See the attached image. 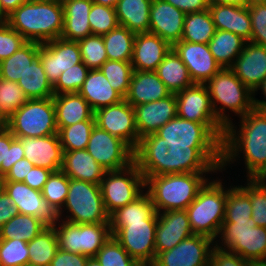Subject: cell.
<instances>
[{"label": "cell", "instance_id": "60", "mask_svg": "<svg viewBox=\"0 0 266 266\" xmlns=\"http://www.w3.org/2000/svg\"><path fill=\"white\" fill-rule=\"evenodd\" d=\"M51 173L52 171L49 169L34 166L28 176L25 177L24 183L32 189L42 191Z\"/></svg>", "mask_w": 266, "mask_h": 266}, {"label": "cell", "instance_id": "40", "mask_svg": "<svg viewBox=\"0 0 266 266\" xmlns=\"http://www.w3.org/2000/svg\"><path fill=\"white\" fill-rule=\"evenodd\" d=\"M216 31L209 10L186 14L181 41L208 44Z\"/></svg>", "mask_w": 266, "mask_h": 266}, {"label": "cell", "instance_id": "12", "mask_svg": "<svg viewBox=\"0 0 266 266\" xmlns=\"http://www.w3.org/2000/svg\"><path fill=\"white\" fill-rule=\"evenodd\" d=\"M86 150L106 171L121 170L134 163V150L97 125L92 129Z\"/></svg>", "mask_w": 266, "mask_h": 266}, {"label": "cell", "instance_id": "63", "mask_svg": "<svg viewBox=\"0 0 266 266\" xmlns=\"http://www.w3.org/2000/svg\"><path fill=\"white\" fill-rule=\"evenodd\" d=\"M261 91L264 95V100H259L255 98V94L257 95L258 91ZM253 107L259 111H266V79L261 83V85L256 89L253 93Z\"/></svg>", "mask_w": 266, "mask_h": 266}, {"label": "cell", "instance_id": "7", "mask_svg": "<svg viewBox=\"0 0 266 266\" xmlns=\"http://www.w3.org/2000/svg\"><path fill=\"white\" fill-rule=\"evenodd\" d=\"M59 217L75 224L109 223L100 184L69 178V191Z\"/></svg>", "mask_w": 266, "mask_h": 266}, {"label": "cell", "instance_id": "36", "mask_svg": "<svg viewBox=\"0 0 266 266\" xmlns=\"http://www.w3.org/2000/svg\"><path fill=\"white\" fill-rule=\"evenodd\" d=\"M246 41L237 34L217 30L208 45L214 59L222 68H230L243 50Z\"/></svg>", "mask_w": 266, "mask_h": 266}, {"label": "cell", "instance_id": "34", "mask_svg": "<svg viewBox=\"0 0 266 266\" xmlns=\"http://www.w3.org/2000/svg\"><path fill=\"white\" fill-rule=\"evenodd\" d=\"M152 0H118L115 5L119 26L135 34L149 32Z\"/></svg>", "mask_w": 266, "mask_h": 266}, {"label": "cell", "instance_id": "39", "mask_svg": "<svg viewBox=\"0 0 266 266\" xmlns=\"http://www.w3.org/2000/svg\"><path fill=\"white\" fill-rule=\"evenodd\" d=\"M48 226L34 216L18 213L0 229V239L30 242Z\"/></svg>", "mask_w": 266, "mask_h": 266}, {"label": "cell", "instance_id": "61", "mask_svg": "<svg viewBox=\"0 0 266 266\" xmlns=\"http://www.w3.org/2000/svg\"><path fill=\"white\" fill-rule=\"evenodd\" d=\"M185 14L209 10L208 0H165Z\"/></svg>", "mask_w": 266, "mask_h": 266}, {"label": "cell", "instance_id": "51", "mask_svg": "<svg viewBox=\"0 0 266 266\" xmlns=\"http://www.w3.org/2000/svg\"><path fill=\"white\" fill-rule=\"evenodd\" d=\"M93 35H104L119 26L115 8L93 3L88 17Z\"/></svg>", "mask_w": 266, "mask_h": 266}, {"label": "cell", "instance_id": "32", "mask_svg": "<svg viewBox=\"0 0 266 266\" xmlns=\"http://www.w3.org/2000/svg\"><path fill=\"white\" fill-rule=\"evenodd\" d=\"M61 170L70 179L100 184L106 170L98 164L86 149L64 151Z\"/></svg>", "mask_w": 266, "mask_h": 266}, {"label": "cell", "instance_id": "64", "mask_svg": "<svg viewBox=\"0 0 266 266\" xmlns=\"http://www.w3.org/2000/svg\"><path fill=\"white\" fill-rule=\"evenodd\" d=\"M27 1L28 0H0V6L7 13V15H9Z\"/></svg>", "mask_w": 266, "mask_h": 266}, {"label": "cell", "instance_id": "18", "mask_svg": "<svg viewBox=\"0 0 266 266\" xmlns=\"http://www.w3.org/2000/svg\"><path fill=\"white\" fill-rule=\"evenodd\" d=\"M39 57L52 86L56 84L62 72L82 63L78 42L62 38L39 44Z\"/></svg>", "mask_w": 266, "mask_h": 266}, {"label": "cell", "instance_id": "24", "mask_svg": "<svg viewBox=\"0 0 266 266\" xmlns=\"http://www.w3.org/2000/svg\"><path fill=\"white\" fill-rule=\"evenodd\" d=\"M230 69L254 93L266 79V47L246 42Z\"/></svg>", "mask_w": 266, "mask_h": 266}, {"label": "cell", "instance_id": "41", "mask_svg": "<svg viewBox=\"0 0 266 266\" xmlns=\"http://www.w3.org/2000/svg\"><path fill=\"white\" fill-rule=\"evenodd\" d=\"M135 36L123 26L102 35L108 60L131 62Z\"/></svg>", "mask_w": 266, "mask_h": 266}, {"label": "cell", "instance_id": "9", "mask_svg": "<svg viewBox=\"0 0 266 266\" xmlns=\"http://www.w3.org/2000/svg\"><path fill=\"white\" fill-rule=\"evenodd\" d=\"M6 128L15 137L58 134L53 97L29 99L6 120Z\"/></svg>", "mask_w": 266, "mask_h": 266}, {"label": "cell", "instance_id": "35", "mask_svg": "<svg viewBox=\"0 0 266 266\" xmlns=\"http://www.w3.org/2000/svg\"><path fill=\"white\" fill-rule=\"evenodd\" d=\"M155 72L167 89L173 94L194 84L188 68L173 48L165 55Z\"/></svg>", "mask_w": 266, "mask_h": 266}, {"label": "cell", "instance_id": "6", "mask_svg": "<svg viewBox=\"0 0 266 266\" xmlns=\"http://www.w3.org/2000/svg\"><path fill=\"white\" fill-rule=\"evenodd\" d=\"M224 184L221 178L209 179L185 209L194 234L210 237L214 241L217 239L227 200V186Z\"/></svg>", "mask_w": 266, "mask_h": 266}, {"label": "cell", "instance_id": "70", "mask_svg": "<svg viewBox=\"0 0 266 266\" xmlns=\"http://www.w3.org/2000/svg\"><path fill=\"white\" fill-rule=\"evenodd\" d=\"M85 266H101L95 257H88Z\"/></svg>", "mask_w": 266, "mask_h": 266}, {"label": "cell", "instance_id": "2", "mask_svg": "<svg viewBox=\"0 0 266 266\" xmlns=\"http://www.w3.org/2000/svg\"><path fill=\"white\" fill-rule=\"evenodd\" d=\"M239 121V128L233 123L225 128L220 172L243 158L246 178L254 179L266 167V111L253 108Z\"/></svg>", "mask_w": 266, "mask_h": 266}, {"label": "cell", "instance_id": "56", "mask_svg": "<svg viewBox=\"0 0 266 266\" xmlns=\"http://www.w3.org/2000/svg\"><path fill=\"white\" fill-rule=\"evenodd\" d=\"M27 41L9 25L0 29V62L13 55Z\"/></svg>", "mask_w": 266, "mask_h": 266}, {"label": "cell", "instance_id": "48", "mask_svg": "<svg viewBox=\"0 0 266 266\" xmlns=\"http://www.w3.org/2000/svg\"><path fill=\"white\" fill-rule=\"evenodd\" d=\"M24 158L21 142L5 128L0 132V176H5L13 164Z\"/></svg>", "mask_w": 266, "mask_h": 266}, {"label": "cell", "instance_id": "73", "mask_svg": "<svg viewBox=\"0 0 266 266\" xmlns=\"http://www.w3.org/2000/svg\"><path fill=\"white\" fill-rule=\"evenodd\" d=\"M250 3L260 2V3H266V0H249Z\"/></svg>", "mask_w": 266, "mask_h": 266}, {"label": "cell", "instance_id": "50", "mask_svg": "<svg viewBox=\"0 0 266 266\" xmlns=\"http://www.w3.org/2000/svg\"><path fill=\"white\" fill-rule=\"evenodd\" d=\"M69 191V178L62 170L50 174L42 189V196L54 208L60 211L67 198Z\"/></svg>", "mask_w": 266, "mask_h": 266}, {"label": "cell", "instance_id": "46", "mask_svg": "<svg viewBox=\"0 0 266 266\" xmlns=\"http://www.w3.org/2000/svg\"><path fill=\"white\" fill-rule=\"evenodd\" d=\"M94 257L101 266H142L127 253L114 236L109 237Z\"/></svg>", "mask_w": 266, "mask_h": 266}, {"label": "cell", "instance_id": "13", "mask_svg": "<svg viewBox=\"0 0 266 266\" xmlns=\"http://www.w3.org/2000/svg\"><path fill=\"white\" fill-rule=\"evenodd\" d=\"M158 220L126 223L113 236L127 253L142 266H150L156 257L155 234Z\"/></svg>", "mask_w": 266, "mask_h": 266}, {"label": "cell", "instance_id": "62", "mask_svg": "<svg viewBox=\"0 0 266 266\" xmlns=\"http://www.w3.org/2000/svg\"><path fill=\"white\" fill-rule=\"evenodd\" d=\"M17 207L13 204L7 193L3 190L0 194V229L12 217L18 214Z\"/></svg>", "mask_w": 266, "mask_h": 266}, {"label": "cell", "instance_id": "19", "mask_svg": "<svg viewBox=\"0 0 266 266\" xmlns=\"http://www.w3.org/2000/svg\"><path fill=\"white\" fill-rule=\"evenodd\" d=\"M172 48L188 68L193 83L206 84L222 69L208 44L179 41Z\"/></svg>", "mask_w": 266, "mask_h": 266}, {"label": "cell", "instance_id": "11", "mask_svg": "<svg viewBox=\"0 0 266 266\" xmlns=\"http://www.w3.org/2000/svg\"><path fill=\"white\" fill-rule=\"evenodd\" d=\"M100 189L106 212L110 215L145 192V178L137 165L132 163L121 170L106 171Z\"/></svg>", "mask_w": 266, "mask_h": 266}, {"label": "cell", "instance_id": "59", "mask_svg": "<svg viewBox=\"0 0 266 266\" xmlns=\"http://www.w3.org/2000/svg\"><path fill=\"white\" fill-rule=\"evenodd\" d=\"M33 167L34 165L31 161L22 158L13 164L8 173L3 177L4 181L24 182L25 177L28 176Z\"/></svg>", "mask_w": 266, "mask_h": 266}, {"label": "cell", "instance_id": "45", "mask_svg": "<svg viewBox=\"0 0 266 266\" xmlns=\"http://www.w3.org/2000/svg\"><path fill=\"white\" fill-rule=\"evenodd\" d=\"M110 85L123 98L128 93L130 79L133 73L131 62L107 60L100 68Z\"/></svg>", "mask_w": 266, "mask_h": 266}, {"label": "cell", "instance_id": "53", "mask_svg": "<svg viewBox=\"0 0 266 266\" xmlns=\"http://www.w3.org/2000/svg\"><path fill=\"white\" fill-rule=\"evenodd\" d=\"M89 69L82 63H78L61 73L53 86L54 95L64 93H78L82 87Z\"/></svg>", "mask_w": 266, "mask_h": 266}, {"label": "cell", "instance_id": "1", "mask_svg": "<svg viewBox=\"0 0 266 266\" xmlns=\"http://www.w3.org/2000/svg\"><path fill=\"white\" fill-rule=\"evenodd\" d=\"M134 163L144 177L194 172L217 174L222 163V143L165 142L152 133L140 138L134 150Z\"/></svg>", "mask_w": 266, "mask_h": 266}, {"label": "cell", "instance_id": "23", "mask_svg": "<svg viewBox=\"0 0 266 266\" xmlns=\"http://www.w3.org/2000/svg\"><path fill=\"white\" fill-rule=\"evenodd\" d=\"M158 222L155 234L156 255L172 249L194 233L186 210H173L157 213Z\"/></svg>", "mask_w": 266, "mask_h": 266}, {"label": "cell", "instance_id": "17", "mask_svg": "<svg viewBox=\"0 0 266 266\" xmlns=\"http://www.w3.org/2000/svg\"><path fill=\"white\" fill-rule=\"evenodd\" d=\"M4 191L20 214L34 216L47 226H54L60 220L59 211L44 199L42 192L24 182L4 181Z\"/></svg>", "mask_w": 266, "mask_h": 266}, {"label": "cell", "instance_id": "16", "mask_svg": "<svg viewBox=\"0 0 266 266\" xmlns=\"http://www.w3.org/2000/svg\"><path fill=\"white\" fill-rule=\"evenodd\" d=\"M224 132L222 124H202L176 116L155 133L165 142L222 143Z\"/></svg>", "mask_w": 266, "mask_h": 266}, {"label": "cell", "instance_id": "31", "mask_svg": "<svg viewBox=\"0 0 266 266\" xmlns=\"http://www.w3.org/2000/svg\"><path fill=\"white\" fill-rule=\"evenodd\" d=\"M78 93L88 102L94 112L124 99L110 85L100 69L89 70Z\"/></svg>", "mask_w": 266, "mask_h": 266}, {"label": "cell", "instance_id": "68", "mask_svg": "<svg viewBox=\"0 0 266 266\" xmlns=\"http://www.w3.org/2000/svg\"><path fill=\"white\" fill-rule=\"evenodd\" d=\"M8 25V15L0 6V29Z\"/></svg>", "mask_w": 266, "mask_h": 266}, {"label": "cell", "instance_id": "42", "mask_svg": "<svg viewBox=\"0 0 266 266\" xmlns=\"http://www.w3.org/2000/svg\"><path fill=\"white\" fill-rule=\"evenodd\" d=\"M28 263L37 266H49L58 250V241L53 226H48L39 235L28 242Z\"/></svg>", "mask_w": 266, "mask_h": 266}, {"label": "cell", "instance_id": "4", "mask_svg": "<svg viewBox=\"0 0 266 266\" xmlns=\"http://www.w3.org/2000/svg\"><path fill=\"white\" fill-rule=\"evenodd\" d=\"M212 172L175 173L145 178V191L150 195L157 213L185 210L210 179ZM207 177H206V176Z\"/></svg>", "mask_w": 266, "mask_h": 266}, {"label": "cell", "instance_id": "5", "mask_svg": "<svg viewBox=\"0 0 266 266\" xmlns=\"http://www.w3.org/2000/svg\"><path fill=\"white\" fill-rule=\"evenodd\" d=\"M205 85L209 91L215 116L225 128L234 123L229 111L241 118L254 108L253 92L230 68H222Z\"/></svg>", "mask_w": 266, "mask_h": 266}, {"label": "cell", "instance_id": "52", "mask_svg": "<svg viewBox=\"0 0 266 266\" xmlns=\"http://www.w3.org/2000/svg\"><path fill=\"white\" fill-rule=\"evenodd\" d=\"M28 260V242L0 239V266H25Z\"/></svg>", "mask_w": 266, "mask_h": 266}, {"label": "cell", "instance_id": "38", "mask_svg": "<svg viewBox=\"0 0 266 266\" xmlns=\"http://www.w3.org/2000/svg\"><path fill=\"white\" fill-rule=\"evenodd\" d=\"M17 83L28 99H45L54 96L53 86L48 81L39 56Z\"/></svg>", "mask_w": 266, "mask_h": 266}, {"label": "cell", "instance_id": "29", "mask_svg": "<svg viewBox=\"0 0 266 266\" xmlns=\"http://www.w3.org/2000/svg\"><path fill=\"white\" fill-rule=\"evenodd\" d=\"M63 31L60 38L78 42L92 35L88 20L93 2L91 0H62Z\"/></svg>", "mask_w": 266, "mask_h": 266}, {"label": "cell", "instance_id": "47", "mask_svg": "<svg viewBox=\"0 0 266 266\" xmlns=\"http://www.w3.org/2000/svg\"><path fill=\"white\" fill-rule=\"evenodd\" d=\"M82 62L89 70L100 69L108 60L102 35H90L78 41Z\"/></svg>", "mask_w": 266, "mask_h": 266}, {"label": "cell", "instance_id": "25", "mask_svg": "<svg viewBox=\"0 0 266 266\" xmlns=\"http://www.w3.org/2000/svg\"><path fill=\"white\" fill-rule=\"evenodd\" d=\"M175 94L157 101L134 106L135 125L139 138L155 133L159 128L177 116Z\"/></svg>", "mask_w": 266, "mask_h": 266}, {"label": "cell", "instance_id": "3", "mask_svg": "<svg viewBox=\"0 0 266 266\" xmlns=\"http://www.w3.org/2000/svg\"><path fill=\"white\" fill-rule=\"evenodd\" d=\"M63 6L56 0H28L8 15V25L26 41L39 44L60 38Z\"/></svg>", "mask_w": 266, "mask_h": 266}, {"label": "cell", "instance_id": "10", "mask_svg": "<svg viewBox=\"0 0 266 266\" xmlns=\"http://www.w3.org/2000/svg\"><path fill=\"white\" fill-rule=\"evenodd\" d=\"M58 248L94 257L111 236L109 223L75 224L60 219L54 226Z\"/></svg>", "mask_w": 266, "mask_h": 266}, {"label": "cell", "instance_id": "43", "mask_svg": "<svg viewBox=\"0 0 266 266\" xmlns=\"http://www.w3.org/2000/svg\"><path fill=\"white\" fill-rule=\"evenodd\" d=\"M251 216L250 192L243 185L228 186L223 222L248 221Z\"/></svg>", "mask_w": 266, "mask_h": 266}, {"label": "cell", "instance_id": "44", "mask_svg": "<svg viewBox=\"0 0 266 266\" xmlns=\"http://www.w3.org/2000/svg\"><path fill=\"white\" fill-rule=\"evenodd\" d=\"M95 125L96 121H82L67 127H62L58 131V135L63 151L86 149Z\"/></svg>", "mask_w": 266, "mask_h": 266}, {"label": "cell", "instance_id": "57", "mask_svg": "<svg viewBox=\"0 0 266 266\" xmlns=\"http://www.w3.org/2000/svg\"><path fill=\"white\" fill-rule=\"evenodd\" d=\"M245 259L228 250L213 247L209 266H244Z\"/></svg>", "mask_w": 266, "mask_h": 266}, {"label": "cell", "instance_id": "54", "mask_svg": "<svg viewBox=\"0 0 266 266\" xmlns=\"http://www.w3.org/2000/svg\"><path fill=\"white\" fill-rule=\"evenodd\" d=\"M244 186L250 192L252 219L257 226L266 228V183L255 179H246Z\"/></svg>", "mask_w": 266, "mask_h": 266}, {"label": "cell", "instance_id": "71", "mask_svg": "<svg viewBox=\"0 0 266 266\" xmlns=\"http://www.w3.org/2000/svg\"><path fill=\"white\" fill-rule=\"evenodd\" d=\"M6 128V119L0 114V132Z\"/></svg>", "mask_w": 266, "mask_h": 266}, {"label": "cell", "instance_id": "26", "mask_svg": "<svg viewBox=\"0 0 266 266\" xmlns=\"http://www.w3.org/2000/svg\"><path fill=\"white\" fill-rule=\"evenodd\" d=\"M172 46L150 32L136 34L131 64L135 71H156Z\"/></svg>", "mask_w": 266, "mask_h": 266}, {"label": "cell", "instance_id": "58", "mask_svg": "<svg viewBox=\"0 0 266 266\" xmlns=\"http://www.w3.org/2000/svg\"><path fill=\"white\" fill-rule=\"evenodd\" d=\"M88 256L58 248L49 266H85Z\"/></svg>", "mask_w": 266, "mask_h": 266}, {"label": "cell", "instance_id": "74", "mask_svg": "<svg viewBox=\"0 0 266 266\" xmlns=\"http://www.w3.org/2000/svg\"><path fill=\"white\" fill-rule=\"evenodd\" d=\"M25 266H37V265H34V264H30V263H28V264H26Z\"/></svg>", "mask_w": 266, "mask_h": 266}, {"label": "cell", "instance_id": "65", "mask_svg": "<svg viewBox=\"0 0 266 266\" xmlns=\"http://www.w3.org/2000/svg\"><path fill=\"white\" fill-rule=\"evenodd\" d=\"M209 4L216 5H234L239 7H246L250 4L249 0H208Z\"/></svg>", "mask_w": 266, "mask_h": 266}, {"label": "cell", "instance_id": "49", "mask_svg": "<svg viewBox=\"0 0 266 266\" xmlns=\"http://www.w3.org/2000/svg\"><path fill=\"white\" fill-rule=\"evenodd\" d=\"M28 100L17 82L0 78V114L6 120Z\"/></svg>", "mask_w": 266, "mask_h": 266}, {"label": "cell", "instance_id": "8", "mask_svg": "<svg viewBox=\"0 0 266 266\" xmlns=\"http://www.w3.org/2000/svg\"><path fill=\"white\" fill-rule=\"evenodd\" d=\"M214 243L245 260L266 259V228L257 226L252 217L248 221L223 222Z\"/></svg>", "mask_w": 266, "mask_h": 266}, {"label": "cell", "instance_id": "37", "mask_svg": "<svg viewBox=\"0 0 266 266\" xmlns=\"http://www.w3.org/2000/svg\"><path fill=\"white\" fill-rule=\"evenodd\" d=\"M39 56V43L26 42L13 55L0 62V78L18 82Z\"/></svg>", "mask_w": 266, "mask_h": 266}, {"label": "cell", "instance_id": "66", "mask_svg": "<svg viewBox=\"0 0 266 266\" xmlns=\"http://www.w3.org/2000/svg\"><path fill=\"white\" fill-rule=\"evenodd\" d=\"M244 266H266V259L246 260Z\"/></svg>", "mask_w": 266, "mask_h": 266}, {"label": "cell", "instance_id": "14", "mask_svg": "<svg viewBox=\"0 0 266 266\" xmlns=\"http://www.w3.org/2000/svg\"><path fill=\"white\" fill-rule=\"evenodd\" d=\"M214 242L210 237L193 234L172 249L158 253L150 266H209Z\"/></svg>", "mask_w": 266, "mask_h": 266}, {"label": "cell", "instance_id": "69", "mask_svg": "<svg viewBox=\"0 0 266 266\" xmlns=\"http://www.w3.org/2000/svg\"><path fill=\"white\" fill-rule=\"evenodd\" d=\"M254 179L266 183V167Z\"/></svg>", "mask_w": 266, "mask_h": 266}, {"label": "cell", "instance_id": "15", "mask_svg": "<svg viewBox=\"0 0 266 266\" xmlns=\"http://www.w3.org/2000/svg\"><path fill=\"white\" fill-rule=\"evenodd\" d=\"M94 117L100 129L118 137L135 150L140 140L135 125V111L125 99L96 110Z\"/></svg>", "mask_w": 266, "mask_h": 266}, {"label": "cell", "instance_id": "30", "mask_svg": "<svg viewBox=\"0 0 266 266\" xmlns=\"http://www.w3.org/2000/svg\"><path fill=\"white\" fill-rule=\"evenodd\" d=\"M58 131L82 121H95L94 110L79 93L53 96Z\"/></svg>", "mask_w": 266, "mask_h": 266}, {"label": "cell", "instance_id": "33", "mask_svg": "<svg viewBox=\"0 0 266 266\" xmlns=\"http://www.w3.org/2000/svg\"><path fill=\"white\" fill-rule=\"evenodd\" d=\"M158 220L150 195L145 191L135 201L116 209L109 215L110 233L113 236L126 223Z\"/></svg>", "mask_w": 266, "mask_h": 266}, {"label": "cell", "instance_id": "22", "mask_svg": "<svg viewBox=\"0 0 266 266\" xmlns=\"http://www.w3.org/2000/svg\"><path fill=\"white\" fill-rule=\"evenodd\" d=\"M24 149V158L36 167H42L52 172L61 170L63 148L58 134L44 137H16Z\"/></svg>", "mask_w": 266, "mask_h": 266}, {"label": "cell", "instance_id": "55", "mask_svg": "<svg viewBox=\"0 0 266 266\" xmlns=\"http://www.w3.org/2000/svg\"><path fill=\"white\" fill-rule=\"evenodd\" d=\"M248 10L252 23L250 42L266 47V3H250Z\"/></svg>", "mask_w": 266, "mask_h": 266}, {"label": "cell", "instance_id": "28", "mask_svg": "<svg viewBox=\"0 0 266 266\" xmlns=\"http://www.w3.org/2000/svg\"><path fill=\"white\" fill-rule=\"evenodd\" d=\"M209 12L217 30L232 32L250 42L252 23L248 6L209 4Z\"/></svg>", "mask_w": 266, "mask_h": 266}, {"label": "cell", "instance_id": "21", "mask_svg": "<svg viewBox=\"0 0 266 266\" xmlns=\"http://www.w3.org/2000/svg\"><path fill=\"white\" fill-rule=\"evenodd\" d=\"M185 16L183 11L165 0H152L149 32L173 46L182 39Z\"/></svg>", "mask_w": 266, "mask_h": 266}, {"label": "cell", "instance_id": "72", "mask_svg": "<svg viewBox=\"0 0 266 266\" xmlns=\"http://www.w3.org/2000/svg\"><path fill=\"white\" fill-rule=\"evenodd\" d=\"M4 190V178L3 176H0V194Z\"/></svg>", "mask_w": 266, "mask_h": 266}, {"label": "cell", "instance_id": "20", "mask_svg": "<svg viewBox=\"0 0 266 266\" xmlns=\"http://www.w3.org/2000/svg\"><path fill=\"white\" fill-rule=\"evenodd\" d=\"M177 116L202 124H221L215 116L208 88L194 83L175 94Z\"/></svg>", "mask_w": 266, "mask_h": 266}, {"label": "cell", "instance_id": "67", "mask_svg": "<svg viewBox=\"0 0 266 266\" xmlns=\"http://www.w3.org/2000/svg\"><path fill=\"white\" fill-rule=\"evenodd\" d=\"M93 3L104 5V6H109L112 8H115L116 3L118 0H91Z\"/></svg>", "mask_w": 266, "mask_h": 266}, {"label": "cell", "instance_id": "27", "mask_svg": "<svg viewBox=\"0 0 266 266\" xmlns=\"http://www.w3.org/2000/svg\"><path fill=\"white\" fill-rule=\"evenodd\" d=\"M170 94L155 71L133 70L129 90L124 99L134 107L160 100Z\"/></svg>", "mask_w": 266, "mask_h": 266}]
</instances>
